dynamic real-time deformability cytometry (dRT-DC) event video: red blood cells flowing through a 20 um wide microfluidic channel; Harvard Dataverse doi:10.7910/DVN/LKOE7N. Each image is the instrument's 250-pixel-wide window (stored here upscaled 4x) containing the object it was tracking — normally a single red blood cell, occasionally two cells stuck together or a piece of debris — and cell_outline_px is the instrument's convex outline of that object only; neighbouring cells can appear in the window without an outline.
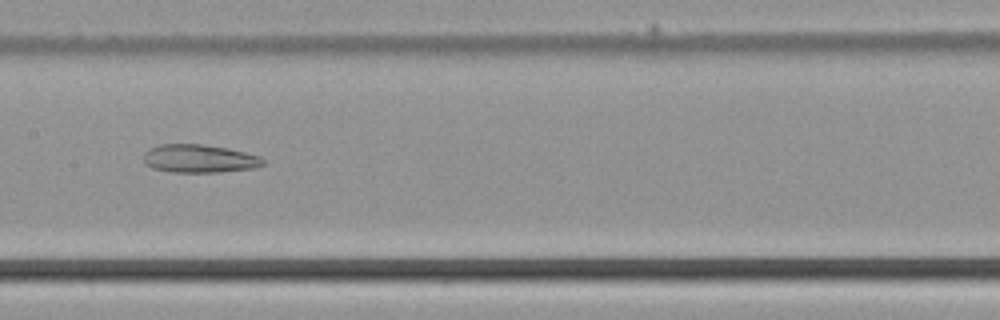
{"species": "common noctule bat (a hibernating species)", "species_latin": "Nyctalus noctula", "temperature_condition": "cold", "stored_images_in_passage": 37, "camera_frame_rate_fps": 3000, "um_per_image_px": 0.085, "animal": {"sex": "male", "body_mass_g": 21.5, "forearm_length_mm": 52.0}, "frame": {"image": 1, "passage_image": 12, "time_ms": 3.667, "image_size_px": [1000, 320], "cell_outline_px": [[264, 164], [256, 168], [220, 172], [172, 172], [152, 168], [144, 164], [144, 152], [148, 148], [160, 144], [204, 144], [228, 148], [260, 156], [264, 160]], "centroid_in_image_um": [16.93, 13.48], "position_along_channel_um": 190.5, "area_um2": 19.83}}
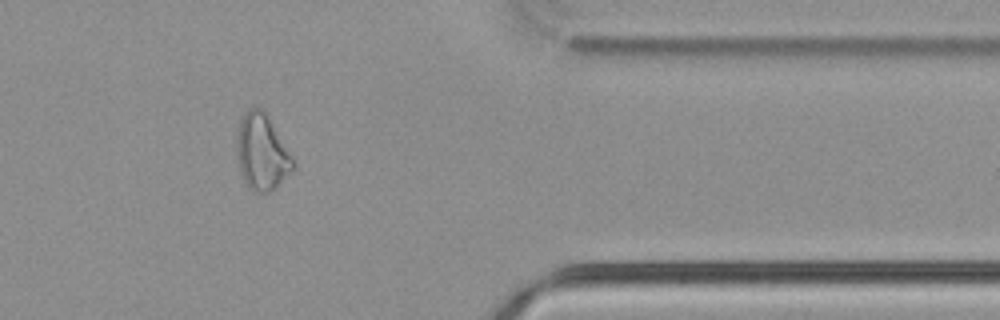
{"frame": {"image": 2, "passage_image": 28, "time_ms": 9.0, "image_size_px": [1000, 320], "cell_outline_px": [[292, 172], [276, 188], [268, 192], [252, 192], [244, 180], [240, 172], [236, 152], [236, 136], [240, 120], [244, 112], [252, 104], [264, 108], [292, 160]], "centroid_in_image_um": [22.2, 12.9], "position_along_channel_um": 389.2, "area_um2": 24.91}}
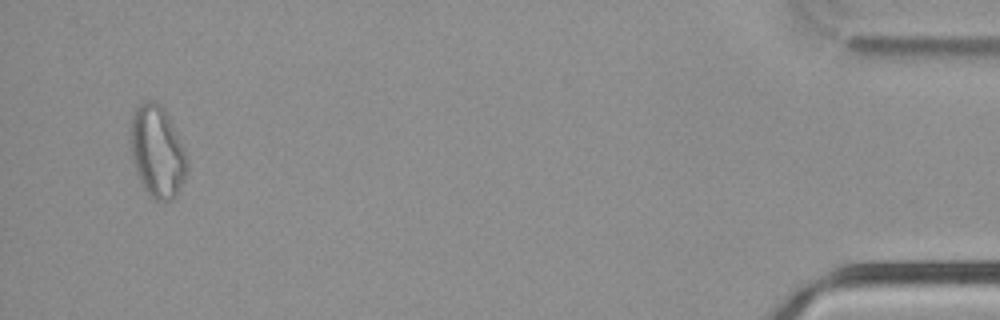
{"frame": {"image": 3, "passage_image": 35, "time_ms": 11.333, "image_size_px": [1000, 320], "cell_outline_px": [[188, 172], [176, 196], [172, 200], [152, 200], [144, 188], [136, 172], [132, 160], [132, 116], [136, 108], [144, 100], [152, 100], [160, 104], [164, 108], [180, 140], [188, 164]], "centroid_in_image_um": [13.38, 12.92], "position_along_channel_um": 421.8, "area_um2": 29.88}}